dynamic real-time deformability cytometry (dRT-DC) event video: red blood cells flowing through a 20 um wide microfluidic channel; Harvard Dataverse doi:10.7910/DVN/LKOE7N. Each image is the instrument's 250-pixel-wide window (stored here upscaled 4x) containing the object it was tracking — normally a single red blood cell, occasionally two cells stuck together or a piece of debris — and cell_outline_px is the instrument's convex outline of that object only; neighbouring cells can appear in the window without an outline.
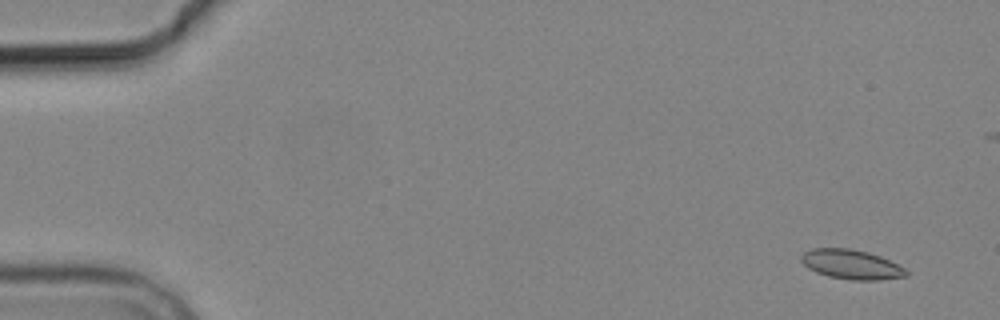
{"species": "common noctule bat (a hibernating species)", "species_latin": "Nyctalus noctula", "temperature_condition": "cold", "stored_images_in_passage": 6, "camera_frame_rate_fps": 3000, "um_per_image_px": 0.085, "animal": {"sex": "male", "body_mass_g": 19.2, "forearm_length_mm": 51.8}, "frame": {"image": 1, "passage_image": 1, "time_ms": 0.0, "image_size_px": [1000, 320], "cell_outline_px": [[908, 276], [880, 280], [852, 280], [828, 276], [816, 272], [808, 268], [800, 260], [800, 256], [804, 252], [812, 248], [848, 248], [868, 252], [880, 256], [904, 268], [908, 272]], "centroid_in_image_um": [72.35, 22.48], "position_along_channel_um": 12.7, "area_um2": 18.03}}
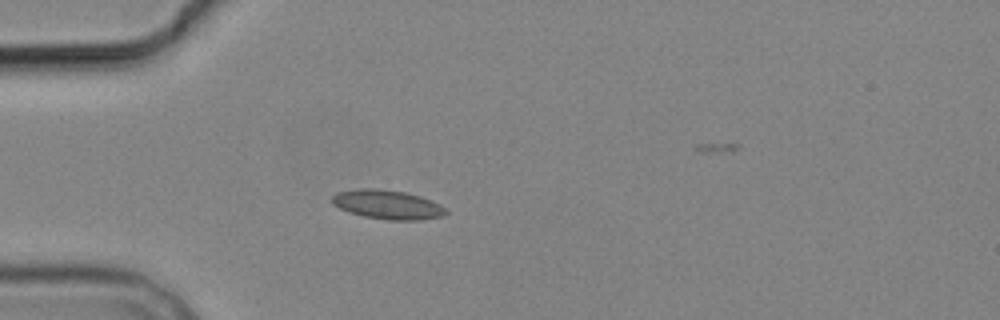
{"frame": {"image": 2, "passage_image": 4, "time_ms": 4.333, "image_size_px": [1000, 320], "cell_outline_px": [[448, 212], [444, 216], [420, 220], [388, 220], [364, 216], [348, 212], [332, 204], [332, 196], [336, 192], [360, 188], [380, 188], [404, 192], [420, 196], [440, 204]], "centroid_in_image_um": [32.93, 17.38], "position_along_channel_um": 52.1, "area_um2": 19.42}}